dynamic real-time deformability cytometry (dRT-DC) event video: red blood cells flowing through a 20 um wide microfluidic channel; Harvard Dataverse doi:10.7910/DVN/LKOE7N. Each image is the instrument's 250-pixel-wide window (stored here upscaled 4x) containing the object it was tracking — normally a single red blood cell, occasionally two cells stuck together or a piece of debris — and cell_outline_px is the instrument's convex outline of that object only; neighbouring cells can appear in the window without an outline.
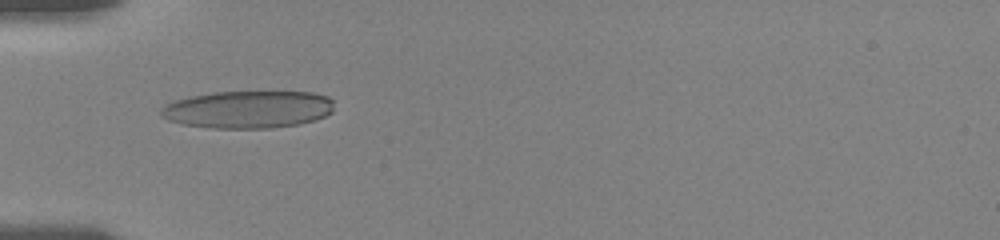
{"species": "human", "species_latin": "Homo sapiens", "temperature_condition": "room temperature", "stored_images_in_passage": 43, "camera_frame_rate_fps": 3000, "um_per_image_px": 0.085, "donor": {"sex": "female"}, "frame": {"image": 1, "passage_image": 6, "time_ms": 1.667, "image_size_px": [1000, 240], "cell_outline_px": [[332, 112], [316, 120], [300, 124], [272, 128], [212, 128], [180, 124], [168, 120], [160, 116], [160, 108], [164, 104], [188, 96], [216, 92], [312, 92], [328, 96], [332, 100]], "centroid_in_image_um": [21.05, 9.31], "position_along_channel_um": 64.0, "area_um2": 38.09}}
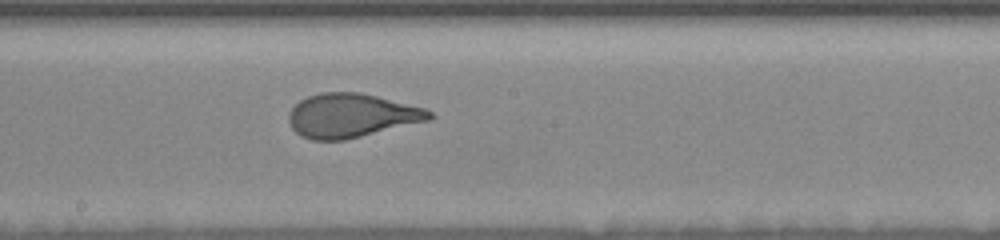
{"frame": {"image": 2, "passage_image": 19, "time_ms": 6.0, "image_size_px": [1000, 240], "cell_outline_px": [[436, 116], [432, 120], [344, 140], [312, 140], [300, 136], [292, 128], [288, 120], [288, 112], [300, 100], [308, 96], [320, 92], [360, 92], [424, 108], [432, 112]], "centroid_in_image_um": [29.87, 9.83], "position_along_channel_um": 218.3, "area_um2": 36.13}}
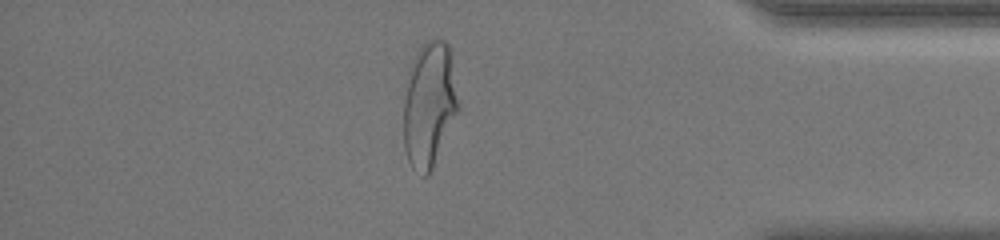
{"frame": {"image": 3, "passage_image": 36, "time_ms": 11.667, "image_size_px": [1000, 240], "cell_outline_px": [[460, 108], [432, 168], [428, 176], [424, 176], [412, 168], [408, 160], [404, 148], [404, 100], [408, 68], [416, 52], [428, 40], [444, 40], [448, 44], [460, 104]], "centroid_in_image_um": [36.48, 8.89], "position_along_channel_um": 398.7, "area_um2": 39.94}, "authors_computed_cell_mechanics": {"area_um2": 36.125, "velocity_mm_per_s": 3.6195, "shape_relaxation_time_tau1_ms": 4.4989, "shape_relaxation_time_tau2_ms": null, "deformation_change_tau1": 0.2078, "deformation_change_tau2": null}}